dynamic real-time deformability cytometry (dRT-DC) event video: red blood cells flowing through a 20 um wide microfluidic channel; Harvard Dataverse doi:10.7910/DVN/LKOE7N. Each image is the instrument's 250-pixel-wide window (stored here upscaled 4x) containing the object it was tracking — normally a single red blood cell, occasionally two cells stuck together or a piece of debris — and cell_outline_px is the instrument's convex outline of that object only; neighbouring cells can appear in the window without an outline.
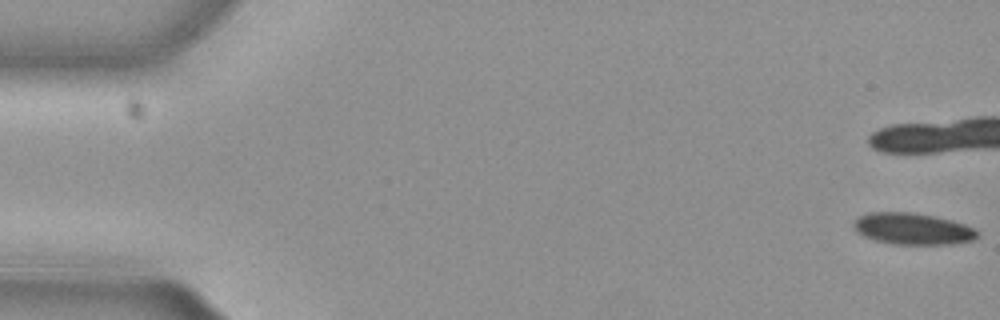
{"species": "common noctule bat (a hibernating species)", "species_latin": "Nyctalus noctula", "temperature_condition": "cold", "stored_images_in_passage": 3, "camera_frame_rate_fps": 3000, "um_per_image_px": 0.085, "animal": {"sex": "female", "body_mass_g": 29.2, "forearm_length_mm": 56.3}, "frame": {"image": 1, "passage_image": 1, "time_ms": 0.0, "image_size_px": [1000, 320], "cell_outline_px": [[980, 236], [972, 240], [952, 244], [892, 244], [872, 240], [856, 232], [852, 224], [852, 220], [868, 212], [912, 212], [952, 220], [964, 224], [980, 232]], "centroid_in_image_um": [77.54, 19.45], "position_along_channel_um": 7.5, "area_um2": 22.95}}